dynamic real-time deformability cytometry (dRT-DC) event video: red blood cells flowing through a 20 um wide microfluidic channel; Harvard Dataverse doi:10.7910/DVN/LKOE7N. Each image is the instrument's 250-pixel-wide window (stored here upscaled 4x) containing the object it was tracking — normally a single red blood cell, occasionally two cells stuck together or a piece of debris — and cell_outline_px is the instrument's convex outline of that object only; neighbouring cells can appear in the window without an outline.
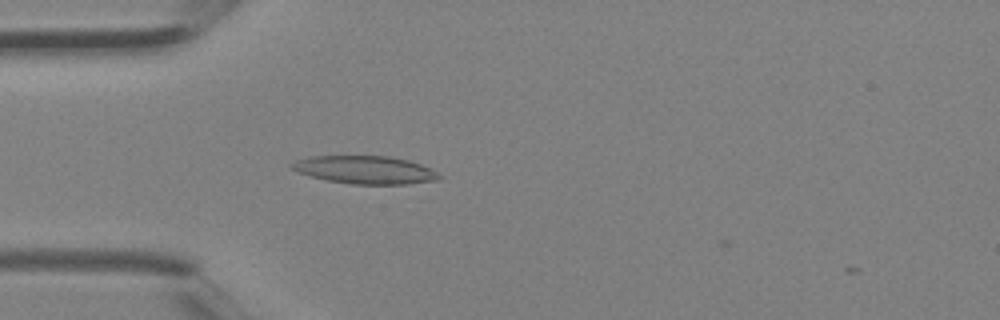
{"species": "Egyptian fruit bat (a non-hibernating species)", "species_latin": "Rousettus aegyptiacus", "temperature_condition": "room temperature", "stored_images_in_passage": 1, "camera_frame_rate_fps": 3000, "um_per_image_px": 0.085, "animal": {"sex": "female"}, "frame": {"image": 1, "passage_image": 1, "time_ms": 0.0, "image_size_px": [1000, 320], "cell_outline_px": [[444, 176], [440, 180], [408, 184], [352, 184], [328, 180], [312, 176], [288, 168], [288, 164], [296, 160], [312, 156], [388, 156], [408, 160], [420, 164]], "centroid_in_image_um": [31.04, 14.44], "position_along_channel_um": 54.0, "area_um2": 23.99}}